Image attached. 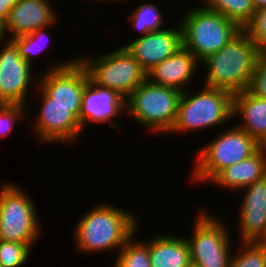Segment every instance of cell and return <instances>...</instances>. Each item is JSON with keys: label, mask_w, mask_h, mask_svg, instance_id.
I'll return each mask as SVG.
<instances>
[{"label": "cell", "mask_w": 266, "mask_h": 267, "mask_svg": "<svg viewBox=\"0 0 266 267\" xmlns=\"http://www.w3.org/2000/svg\"><path fill=\"white\" fill-rule=\"evenodd\" d=\"M260 50L242 29L222 49L200 62L207 70L204 85L232 94L247 90Z\"/></svg>", "instance_id": "cell-2"}, {"label": "cell", "mask_w": 266, "mask_h": 267, "mask_svg": "<svg viewBox=\"0 0 266 267\" xmlns=\"http://www.w3.org/2000/svg\"><path fill=\"white\" fill-rule=\"evenodd\" d=\"M233 117H241L236 125L251 136L260 146L266 147V99L247 90L233 94Z\"/></svg>", "instance_id": "cell-18"}, {"label": "cell", "mask_w": 266, "mask_h": 267, "mask_svg": "<svg viewBox=\"0 0 266 267\" xmlns=\"http://www.w3.org/2000/svg\"><path fill=\"white\" fill-rule=\"evenodd\" d=\"M36 88L35 92H39L38 95L41 94L42 104L40 105L42 106L33 124V134H37L42 144L54 142L71 144L75 140L78 141L83 131L78 120L70 113V108L51 103V98L38 85Z\"/></svg>", "instance_id": "cell-11"}, {"label": "cell", "mask_w": 266, "mask_h": 267, "mask_svg": "<svg viewBox=\"0 0 266 267\" xmlns=\"http://www.w3.org/2000/svg\"><path fill=\"white\" fill-rule=\"evenodd\" d=\"M266 176V147L252 156L223 169L211 182L217 186L242 190Z\"/></svg>", "instance_id": "cell-19"}, {"label": "cell", "mask_w": 266, "mask_h": 267, "mask_svg": "<svg viewBox=\"0 0 266 267\" xmlns=\"http://www.w3.org/2000/svg\"><path fill=\"white\" fill-rule=\"evenodd\" d=\"M45 29L47 28H42L36 30L35 32L24 34L11 39L16 44L19 51V55L30 65H33L32 60H34V56H38V54H40V52L42 53V51L44 50V41H48V36L45 32ZM41 41H43V44L41 43Z\"/></svg>", "instance_id": "cell-25"}, {"label": "cell", "mask_w": 266, "mask_h": 267, "mask_svg": "<svg viewBox=\"0 0 266 267\" xmlns=\"http://www.w3.org/2000/svg\"><path fill=\"white\" fill-rule=\"evenodd\" d=\"M199 64L200 61L189 50L181 47L168 59L148 70L146 80L184 92L185 86L192 81Z\"/></svg>", "instance_id": "cell-17"}, {"label": "cell", "mask_w": 266, "mask_h": 267, "mask_svg": "<svg viewBox=\"0 0 266 267\" xmlns=\"http://www.w3.org/2000/svg\"><path fill=\"white\" fill-rule=\"evenodd\" d=\"M48 0H18L4 22L9 39L51 27L57 22L56 11Z\"/></svg>", "instance_id": "cell-16"}, {"label": "cell", "mask_w": 266, "mask_h": 267, "mask_svg": "<svg viewBox=\"0 0 266 267\" xmlns=\"http://www.w3.org/2000/svg\"><path fill=\"white\" fill-rule=\"evenodd\" d=\"M240 204L241 242H266V176L243 188Z\"/></svg>", "instance_id": "cell-15"}, {"label": "cell", "mask_w": 266, "mask_h": 267, "mask_svg": "<svg viewBox=\"0 0 266 267\" xmlns=\"http://www.w3.org/2000/svg\"><path fill=\"white\" fill-rule=\"evenodd\" d=\"M74 59V60H73ZM49 64L37 83L38 87L51 98V103L70 108V113L78 120L82 105V95L89 75L77 58Z\"/></svg>", "instance_id": "cell-10"}, {"label": "cell", "mask_w": 266, "mask_h": 267, "mask_svg": "<svg viewBox=\"0 0 266 267\" xmlns=\"http://www.w3.org/2000/svg\"><path fill=\"white\" fill-rule=\"evenodd\" d=\"M244 30L261 50H266V7L256 10L252 21Z\"/></svg>", "instance_id": "cell-29"}, {"label": "cell", "mask_w": 266, "mask_h": 267, "mask_svg": "<svg viewBox=\"0 0 266 267\" xmlns=\"http://www.w3.org/2000/svg\"><path fill=\"white\" fill-rule=\"evenodd\" d=\"M136 233L117 251L115 263L119 267H151L149 254V241L137 242Z\"/></svg>", "instance_id": "cell-22"}, {"label": "cell", "mask_w": 266, "mask_h": 267, "mask_svg": "<svg viewBox=\"0 0 266 267\" xmlns=\"http://www.w3.org/2000/svg\"><path fill=\"white\" fill-rule=\"evenodd\" d=\"M210 215L206 211L199 212L193 226V236L185 237L190 262L196 267H229L232 257L228 234L230 230H227L228 226L223 220Z\"/></svg>", "instance_id": "cell-9"}, {"label": "cell", "mask_w": 266, "mask_h": 267, "mask_svg": "<svg viewBox=\"0 0 266 267\" xmlns=\"http://www.w3.org/2000/svg\"><path fill=\"white\" fill-rule=\"evenodd\" d=\"M247 91L256 97L266 99V50H260L258 53L256 68Z\"/></svg>", "instance_id": "cell-28"}, {"label": "cell", "mask_w": 266, "mask_h": 267, "mask_svg": "<svg viewBox=\"0 0 266 267\" xmlns=\"http://www.w3.org/2000/svg\"><path fill=\"white\" fill-rule=\"evenodd\" d=\"M145 72L175 54L182 47L180 24L139 36L123 45Z\"/></svg>", "instance_id": "cell-13"}, {"label": "cell", "mask_w": 266, "mask_h": 267, "mask_svg": "<svg viewBox=\"0 0 266 267\" xmlns=\"http://www.w3.org/2000/svg\"><path fill=\"white\" fill-rule=\"evenodd\" d=\"M18 0H0V20L4 23Z\"/></svg>", "instance_id": "cell-30"}, {"label": "cell", "mask_w": 266, "mask_h": 267, "mask_svg": "<svg viewBox=\"0 0 266 267\" xmlns=\"http://www.w3.org/2000/svg\"><path fill=\"white\" fill-rule=\"evenodd\" d=\"M31 248L19 242L0 240V267H20L31 254Z\"/></svg>", "instance_id": "cell-26"}, {"label": "cell", "mask_w": 266, "mask_h": 267, "mask_svg": "<svg viewBox=\"0 0 266 267\" xmlns=\"http://www.w3.org/2000/svg\"><path fill=\"white\" fill-rule=\"evenodd\" d=\"M4 43L0 49V104L27 106L33 65L22 59L11 39Z\"/></svg>", "instance_id": "cell-12"}, {"label": "cell", "mask_w": 266, "mask_h": 267, "mask_svg": "<svg viewBox=\"0 0 266 267\" xmlns=\"http://www.w3.org/2000/svg\"><path fill=\"white\" fill-rule=\"evenodd\" d=\"M239 253L232 255L229 267H266V242H241Z\"/></svg>", "instance_id": "cell-24"}, {"label": "cell", "mask_w": 266, "mask_h": 267, "mask_svg": "<svg viewBox=\"0 0 266 267\" xmlns=\"http://www.w3.org/2000/svg\"><path fill=\"white\" fill-rule=\"evenodd\" d=\"M134 213L113 204L100 203L89 210L74 230L75 246L79 252L118 250L138 232V219ZM138 224V225H137ZM117 248V249H116Z\"/></svg>", "instance_id": "cell-1"}, {"label": "cell", "mask_w": 266, "mask_h": 267, "mask_svg": "<svg viewBox=\"0 0 266 267\" xmlns=\"http://www.w3.org/2000/svg\"><path fill=\"white\" fill-rule=\"evenodd\" d=\"M161 8L152 3L141 4L134 9V12L130 16L132 25L140 34L145 35L149 32L158 31L164 29L163 15Z\"/></svg>", "instance_id": "cell-23"}, {"label": "cell", "mask_w": 266, "mask_h": 267, "mask_svg": "<svg viewBox=\"0 0 266 267\" xmlns=\"http://www.w3.org/2000/svg\"><path fill=\"white\" fill-rule=\"evenodd\" d=\"M125 111V99L122 96L110 88L96 85L89 78L83 91L79 114L82 131H85L86 126L92 122L101 124L109 121L113 127L120 128L116 122L118 119L115 121L113 119Z\"/></svg>", "instance_id": "cell-14"}, {"label": "cell", "mask_w": 266, "mask_h": 267, "mask_svg": "<svg viewBox=\"0 0 266 267\" xmlns=\"http://www.w3.org/2000/svg\"><path fill=\"white\" fill-rule=\"evenodd\" d=\"M226 130L207 146H201L191 172L192 182L211 183L223 169L252 156L261 147L237 126Z\"/></svg>", "instance_id": "cell-6"}, {"label": "cell", "mask_w": 266, "mask_h": 267, "mask_svg": "<svg viewBox=\"0 0 266 267\" xmlns=\"http://www.w3.org/2000/svg\"><path fill=\"white\" fill-rule=\"evenodd\" d=\"M206 7L244 29L253 19L255 9L251 0H203Z\"/></svg>", "instance_id": "cell-21"}, {"label": "cell", "mask_w": 266, "mask_h": 267, "mask_svg": "<svg viewBox=\"0 0 266 267\" xmlns=\"http://www.w3.org/2000/svg\"><path fill=\"white\" fill-rule=\"evenodd\" d=\"M149 254L151 267H189L190 252L184 237L156 235L150 238Z\"/></svg>", "instance_id": "cell-20"}, {"label": "cell", "mask_w": 266, "mask_h": 267, "mask_svg": "<svg viewBox=\"0 0 266 267\" xmlns=\"http://www.w3.org/2000/svg\"><path fill=\"white\" fill-rule=\"evenodd\" d=\"M253 7L256 10L266 7V0H251Z\"/></svg>", "instance_id": "cell-31"}, {"label": "cell", "mask_w": 266, "mask_h": 267, "mask_svg": "<svg viewBox=\"0 0 266 267\" xmlns=\"http://www.w3.org/2000/svg\"><path fill=\"white\" fill-rule=\"evenodd\" d=\"M31 197L19 186L5 183L0 188V240L19 242L31 249L41 235L38 214Z\"/></svg>", "instance_id": "cell-7"}, {"label": "cell", "mask_w": 266, "mask_h": 267, "mask_svg": "<svg viewBox=\"0 0 266 267\" xmlns=\"http://www.w3.org/2000/svg\"><path fill=\"white\" fill-rule=\"evenodd\" d=\"M194 92L189 88L182 93L176 121L169 133L198 132L233 119L232 93L207 86Z\"/></svg>", "instance_id": "cell-4"}, {"label": "cell", "mask_w": 266, "mask_h": 267, "mask_svg": "<svg viewBox=\"0 0 266 267\" xmlns=\"http://www.w3.org/2000/svg\"><path fill=\"white\" fill-rule=\"evenodd\" d=\"M182 93L145 80L125 99V114L153 133H169L176 121Z\"/></svg>", "instance_id": "cell-5"}, {"label": "cell", "mask_w": 266, "mask_h": 267, "mask_svg": "<svg viewBox=\"0 0 266 267\" xmlns=\"http://www.w3.org/2000/svg\"><path fill=\"white\" fill-rule=\"evenodd\" d=\"M77 59L96 85L110 88L124 99L146 80V72L124 46L98 57Z\"/></svg>", "instance_id": "cell-8"}, {"label": "cell", "mask_w": 266, "mask_h": 267, "mask_svg": "<svg viewBox=\"0 0 266 267\" xmlns=\"http://www.w3.org/2000/svg\"><path fill=\"white\" fill-rule=\"evenodd\" d=\"M5 31H4V23L0 20V40L2 41V38H7L5 37Z\"/></svg>", "instance_id": "cell-32"}, {"label": "cell", "mask_w": 266, "mask_h": 267, "mask_svg": "<svg viewBox=\"0 0 266 267\" xmlns=\"http://www.w3.org/2000/svg\"><path fill=\"white\" fill-rule=\"evenodd\" d=\"M25 108L24 105L0 104V138L10 135L16 121L25 118Z\"/></svg>", "instance_id": "cell-27"}, {"label": "cell", "mask_w": 266, "mask_h": 267, "mask_svg": "<svg viewBox=\"0 0 266 267\" xmlns=\"http://www.w3.org/2000/svg\"><path fill=\"white\" fill-rule=\"evenodd\" d=\"M182 47L189 50L200 62L215 54L242 29L218 12L203 6L187 11L180 20Z\"/></svg>", "instance_id": "cell-3"}]
</instances>
